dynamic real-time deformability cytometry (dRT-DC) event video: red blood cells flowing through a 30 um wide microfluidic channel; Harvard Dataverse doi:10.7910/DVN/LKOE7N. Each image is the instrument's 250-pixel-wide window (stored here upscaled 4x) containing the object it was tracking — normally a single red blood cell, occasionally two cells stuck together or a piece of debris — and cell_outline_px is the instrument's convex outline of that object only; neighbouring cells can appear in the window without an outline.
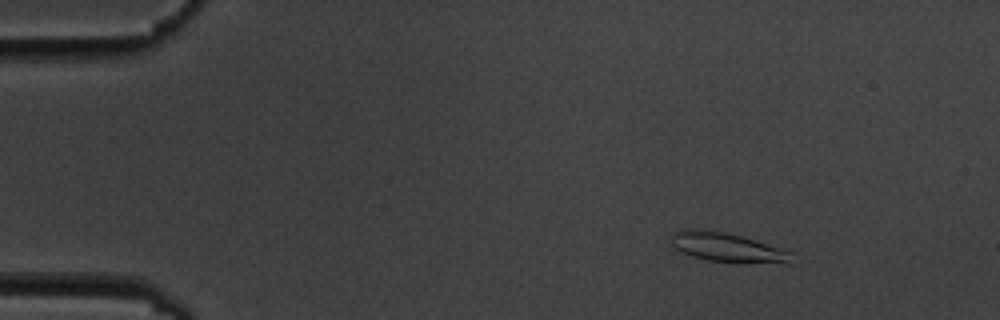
{"species": "common noctule bat (a hibernating species)", "species_latin": "Nyctalus noctula", "temperature_condition": "cold", "stored_images_in_passage": 6, "camera_frame_rate_fps": 3000, "um_per_image_px": 0.085, "animal": {"sex": "male", "body_mass_g": 19.5, "forearm_length_mm": 54.6}, "frame": {"image": 1, "passage_image": 3, "time_ms": 2.0, "image_size_px": [1000, 320], "cell_outline_px": [[792, 264], [788, 264], [708, 260], [692, 256], [680, 252], [672, 248], [672, 236], [676, 232], [684, 228], [724, 232], [740, 236], [780, 248], [792, 252]], "centroid_in_image_um": [61.82, 21.04], "position_along_channel_um": 23.2, "area_um2": 20.17}}